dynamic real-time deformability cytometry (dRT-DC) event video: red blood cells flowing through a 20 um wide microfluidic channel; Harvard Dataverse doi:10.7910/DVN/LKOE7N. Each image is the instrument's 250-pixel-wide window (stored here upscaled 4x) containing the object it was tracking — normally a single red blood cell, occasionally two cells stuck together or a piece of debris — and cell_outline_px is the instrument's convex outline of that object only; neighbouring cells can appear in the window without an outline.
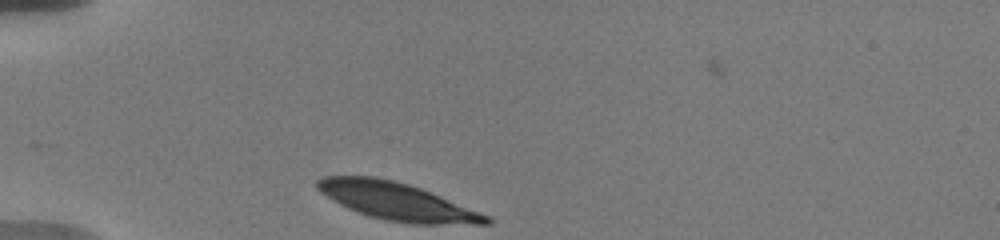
{"species": "human", "species_latin": "Homo sapiens", "temperature_condition": "warm", "stored_images_in_passage": 5, "camera_frame_rate_fps": 3000, "um_per_image_px": 0.085, "donor": {"sex": "male"}, "frame": {"image": 1, "passage_image": 1, "time_ms": 0.0, "image_size_px": [1000, 240], "cell_outline_px": [[492, 224], [408, 224], [384, 220], [368, 216], [356, 212], [332, 200], [320, 192], [316, 188], [316, 180], [324, 176], [376, 176], [408, 184], [420, 188], [480, 212], [488, 216], [492, 220]], "centroid_in_image_um": [33.7, 17.12], "position_along_channel_um": 51.3, "area_um2": 36.88}}